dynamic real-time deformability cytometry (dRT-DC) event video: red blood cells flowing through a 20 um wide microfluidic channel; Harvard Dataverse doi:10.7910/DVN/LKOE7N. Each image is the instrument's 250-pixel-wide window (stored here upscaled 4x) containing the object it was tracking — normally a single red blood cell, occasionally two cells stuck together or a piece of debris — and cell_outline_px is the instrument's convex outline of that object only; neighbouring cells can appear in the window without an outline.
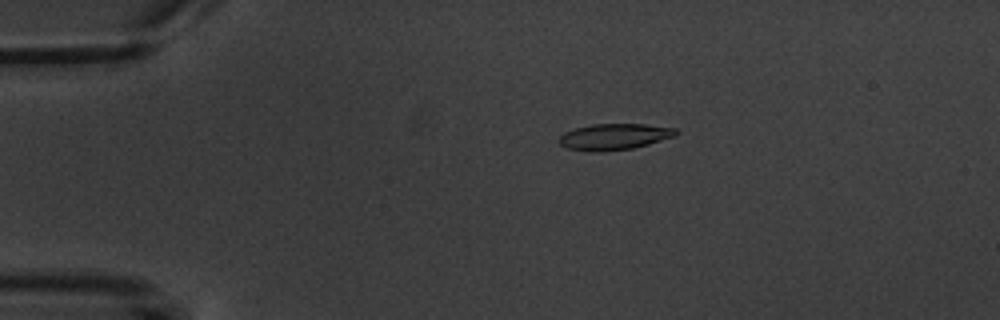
{"species": "common noctule bat (a hibernating species)", "species_latin": "Nyctalus noctula", "temperature_condition": "warm", "stored_images_in_passage": 7, "camera_frame_rate_fps": 3000, "um_per_image_px": 0.085, "animal": {"sex": "male", "body_mass_g": 20.1, "forearm_length_mm": 53.5}, "frame": {"image": 1, "passage_image": 1, "time_ms": 0.0, "image_size_px": [1000, 320], "cell_outline_px": [[680, 132], [676, 136], [648, 144], [632, 148], [604, 152], [588, 152], [568, 148], [560, 144], [556, 140], [564, 132], [576, 128], [592, 124], [644, 124], [676, 128]], "centroid_in_image_um": [52.21, 11.62], "position_along_channel_um": 32.8, "area_um2": 18.03}}
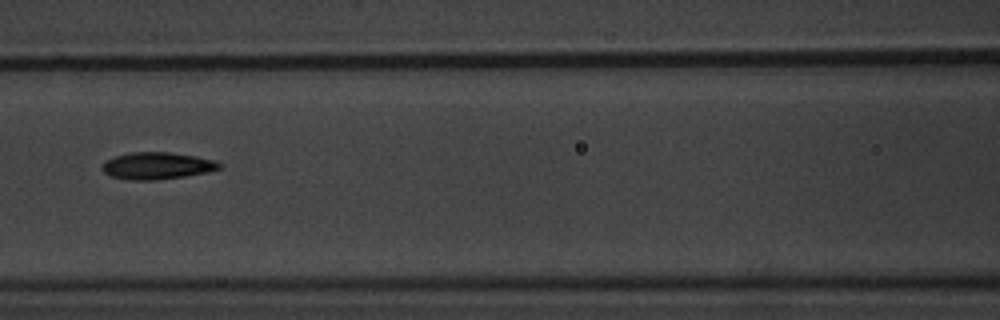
{"frame": {"image": 2, "passage_image": 5, "time_ms": 4.667, "image_size_px": [1000, 320], "cell_outline_px": [[220, 168], [208, 172], [184, 176], [156, 180], [128, 180], [112, 176], [104, 172], [100, 168], [104, 160], [128, 152], [168, 152], [196, 156], [216, 160], [220, 164]], "centroid_in_image_um": [13.31, 14.08], "position_along_channel_um": 153.3, "area_um2": 18.5}}
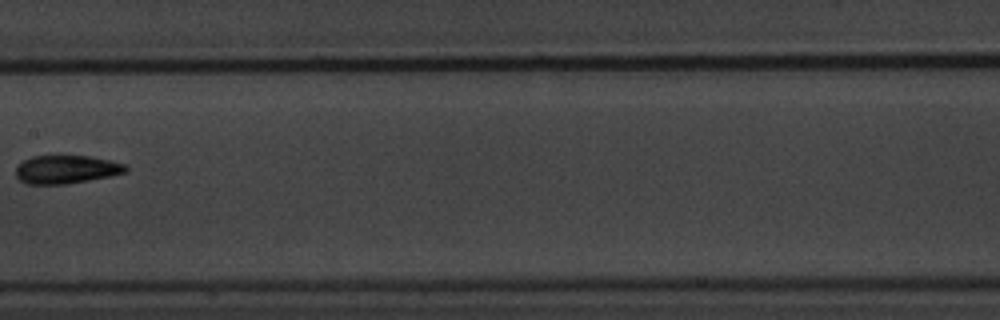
{"frame": {"image": 3, "passage_image": 6, "time_ms": 6.0, "image_size_px": [1000, 320], "cell_outline_px": [[128, 172], [112, 176], [68, 184], [28, 184], [20, 180], [16, 176], [16, 168], [24, 160], [32, 156], [88, 156], [108, 160], [124, 164], [128, 168]], "centroid_in_image_um": [5.66, 14.41], "position_along_channel_um": 201.7, "area_um2": 18.09}}